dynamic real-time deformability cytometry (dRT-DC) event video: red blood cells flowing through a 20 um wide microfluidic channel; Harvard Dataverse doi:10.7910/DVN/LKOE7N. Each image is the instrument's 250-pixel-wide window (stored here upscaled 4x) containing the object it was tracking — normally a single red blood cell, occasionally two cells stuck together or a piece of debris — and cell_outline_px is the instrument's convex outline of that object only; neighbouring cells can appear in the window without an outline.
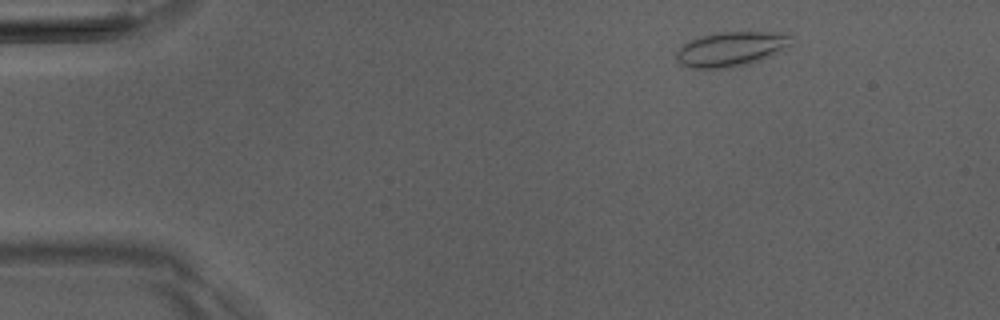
{"species": "Egyptian fruit bat (a non-hibernating species)", "species_latin": "Rousettus aegyptiacus", "temperature_condition": "room temperature", "stored_images_in_passage": 3, "camera_frame_rate_fps": 3000, "um_per_image_px": 0.085, "animal": {"sex": "male"}, "frame": {"image": 1, "passage_image": 1, "time_ms": 0.0, "image_size_px": [1000, 320], "cell_outline_px": [[792, 44], [768, 56], [732, 68], [692, 68], [680, 64], [676, 60], [676, 52], [684, 44], [700, 36], [720, 32], [784, 32], [792, 36]], "centroid_in_image_um": [62.12, 4.15], "position_along_channel_um": 22.9, "area_um2": 22.89}}